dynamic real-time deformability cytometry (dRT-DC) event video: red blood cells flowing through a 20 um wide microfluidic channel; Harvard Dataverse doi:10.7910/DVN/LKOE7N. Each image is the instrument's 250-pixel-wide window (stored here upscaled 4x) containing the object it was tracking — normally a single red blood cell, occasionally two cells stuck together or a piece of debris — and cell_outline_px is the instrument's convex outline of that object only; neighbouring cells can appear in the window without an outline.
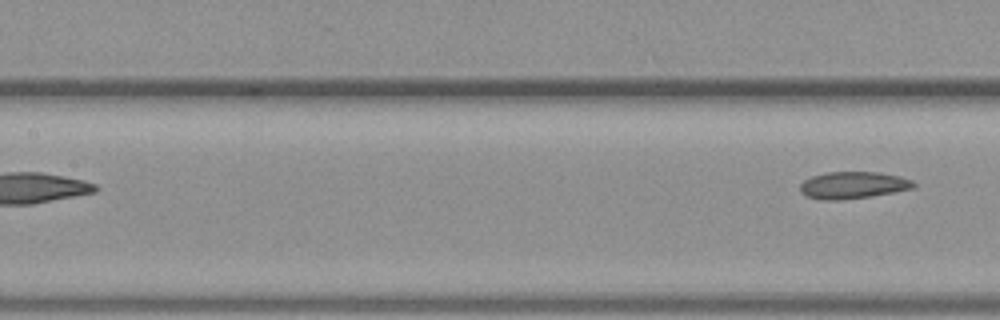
{"species": "common noctule bat (a hibernating species)", "species_latin": "Nyctalus noctula", "temperature_condition": "warm", "stored_images_in_passage": 9, "segment_of_instrument_passage": [2, 2], "camera_frame_rate_fps": 3000, "um_per_image_px": 0.085, "animal": {"sex": "female", "body_mass_g": 19.3, "forearm_length_mm": 54.1}, "frame": {"image": 1, "passage_image": 9, "time_ms": 2.667, "image_size_px": [1000, 320], "cell_outline_px": [[916, 188], [868, 196], [836, 200], [824, 200], [808, 196], [800, 192], [800, 184], [804, 180], [812, 176], [828, 172], [880, 172], [900, 176], [912, 180], [916, 184]], "centroid_in_image_um": [72.52, 15.72], "position_along_channel_um": 134.9, "area_um2": 17.69}}